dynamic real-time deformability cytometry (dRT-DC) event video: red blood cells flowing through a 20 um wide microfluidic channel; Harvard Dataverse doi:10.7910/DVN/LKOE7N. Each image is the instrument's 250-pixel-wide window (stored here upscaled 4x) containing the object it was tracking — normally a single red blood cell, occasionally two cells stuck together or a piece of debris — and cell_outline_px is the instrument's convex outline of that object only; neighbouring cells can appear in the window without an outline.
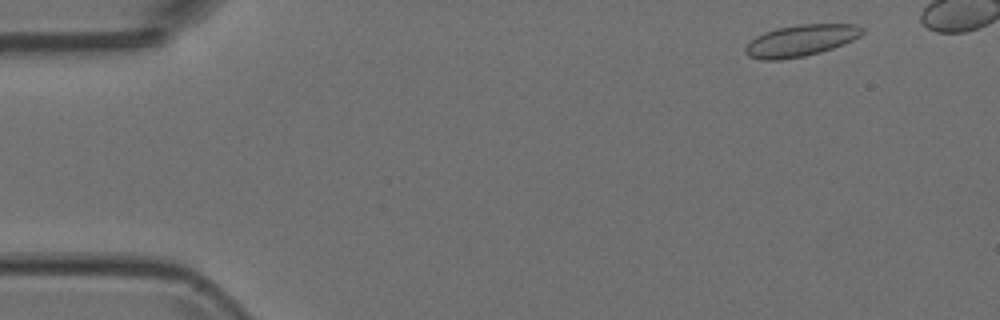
{"species": "Egyptian fruit bat (a non-hibernating species)", "species_latin": "Rousettus aegyptiacus", "temperature_condition": "room temperature", "stored_images_in_passage": 4, "camera_frame_rate_fps": 3000, "um_per_image_px": 0.085, "animal": {"sex": "female"}, "frame": {"image": 1, "passage_image": 1, "time_ms": 0.0, "image_size_px": [1000, 320], "cell_outline_px": [[864, 32], [860, 36], [844, 44], [820, 52], [804, 56], [780, 60], [760, 60], [748, 56], [744, 52], [744, 48], [756, 36], [764, 32], [776, 28], [796, 24], [856, 24], [864, 28]], "centroid_in_image_um": [68.05, 3.44], "position_along_channel_um": 16.9, "area_um2": 21.62}}